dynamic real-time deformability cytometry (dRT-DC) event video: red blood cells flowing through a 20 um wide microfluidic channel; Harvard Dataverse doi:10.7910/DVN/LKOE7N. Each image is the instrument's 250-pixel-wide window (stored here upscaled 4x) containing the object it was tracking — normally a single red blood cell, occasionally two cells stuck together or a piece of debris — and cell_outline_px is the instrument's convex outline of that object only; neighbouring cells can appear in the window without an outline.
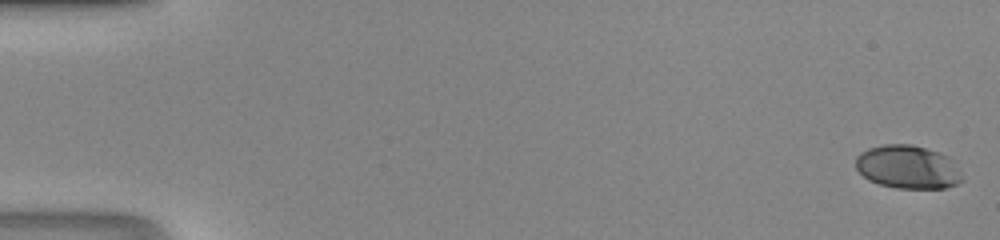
{"species": "human", "species_latin": "Homo sapiens", "temperature_condition": "room temperature", "stored_images_in_passage": 48, "camera_frame_rate_fps": 3000, "um_per_image_px": 0.085, "donor": {"sex": "male"}, "frame": {"image": 1, "passage_image": 1, "time_ms": 0.0, "image_size_px": [1000, 240], "cell_outline_px": [[964, 180], [956, 184], [944, 188], [896, 188], [880, 184], [868, 180], [856, 168], [856, 156], [860, 152], [868, 148], [884, 144], [912, 144], [940, 152], [948, 156]], "centroid_in_image_um": [77.13, 14.19], "position_along_channel_um": 7.9, "area_um2": 26.82}}
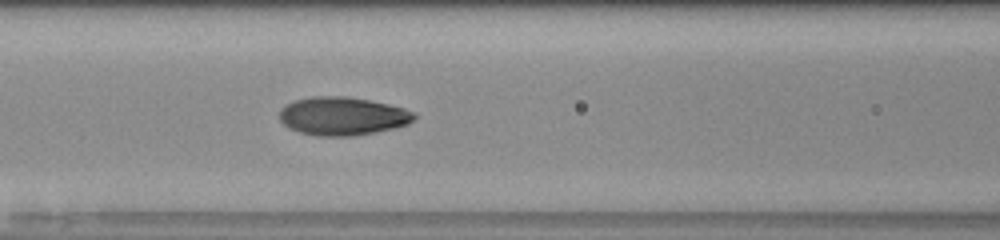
{"frame": {"image": 2, "passage_image": 22, "time_ms": 7.0, "image_size_px": [1000, 240], "cell_outline_px": [[416, 116], [408, 124], [392, 128], [352, 136], [316, 136], [300, 132], [288, 128], [280, 120], [280, 108], [284, 104], [296, 100], [312, 96], [348, 96], [388, 104], [404, 108], [416, 112]], "centroid_in_image_um": [29.09, 9.86], "position_along_channel_um": 137.5, "area_um2": 30.06}}
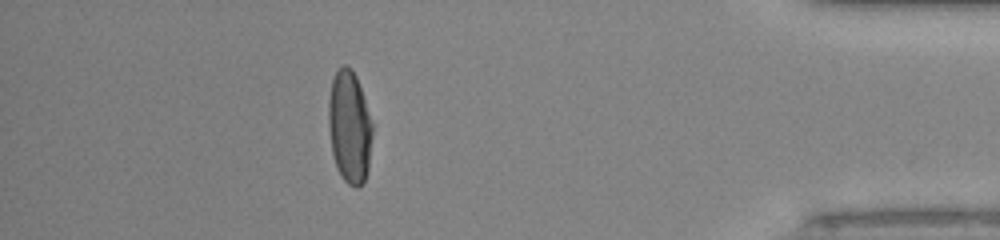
{"frame": {"image": 3, "passage_image": 43, "time_ms": 14.0, "image_size_px": [1000, 240], "cell_outline_px": [[372, 136], [368, 168], [364, 184], [356, 188], [348, 184], [344, 180], [336, 168], [332, 152], [328, 128], [328, 100], [332, 80], [336, 68], [344, 64], [352, 68], [356, 76], [372, 124]], "centroid_in_image_um": [29.68, 10.8], "position_along_channel_um": 405.5, "area_um2": 28.96}}